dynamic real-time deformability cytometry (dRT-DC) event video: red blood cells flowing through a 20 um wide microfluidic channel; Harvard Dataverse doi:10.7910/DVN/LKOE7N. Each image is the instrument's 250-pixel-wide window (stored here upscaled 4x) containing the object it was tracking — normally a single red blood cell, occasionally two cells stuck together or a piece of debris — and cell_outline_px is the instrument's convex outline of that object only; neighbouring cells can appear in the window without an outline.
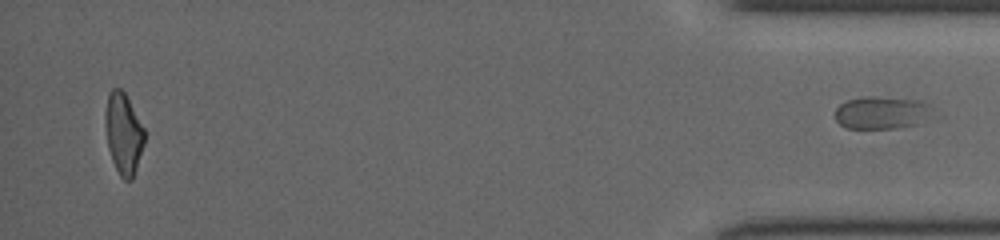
{"species": "common noctule bat (a hibernating species)", "species_latin": "Nyctalus noctula", "temperature_condition": "cold", "stored_images_in_passage": 49, "segment_of_instrument_passage": [2, 2], "camera_frame_rate_fps": 3000, "um_per_image_px": 0.085, "animal": {"sex": "female", "body_mass_g": 19.5, "forearm_length_mm": 54.1}, "frame": {"image": 1, "passage_image": 49, "time_ms": 16.0, "image_size_px": [1000, 240], "cell_outline_px": [[944, 116], [932, 120], [916, 124], [896, 128], [848, 128], [840, 124], [836, 120], [836, 108], [840, 104], [848, 100], [864, 96], [876, 96], [920, 100], [932, 104]], "centroid_in_image_um": [75.19, 9.57], "position_along_channel_um": 360.0, "area_um2": 19.59}}